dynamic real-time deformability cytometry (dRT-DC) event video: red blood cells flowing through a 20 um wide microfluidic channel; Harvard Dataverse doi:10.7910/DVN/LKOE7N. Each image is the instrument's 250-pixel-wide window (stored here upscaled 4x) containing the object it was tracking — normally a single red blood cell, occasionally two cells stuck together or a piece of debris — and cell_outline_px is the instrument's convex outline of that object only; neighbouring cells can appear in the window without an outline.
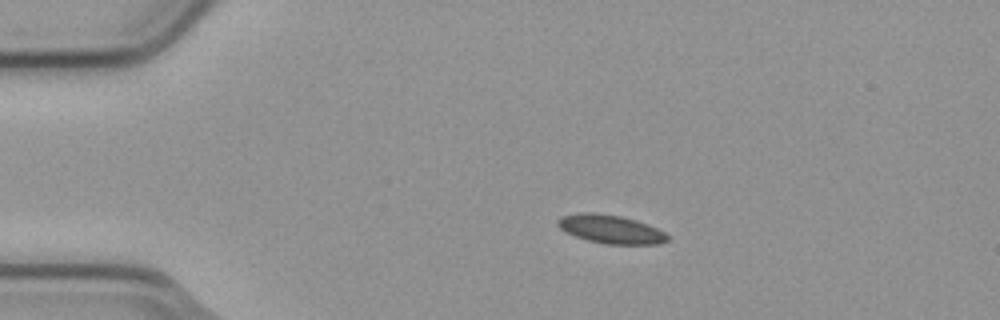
{"species": "common noctule bat (a hibernating species)", "species_latin": "Nyctalus noctula", "temperature_condition": "cold", "stored_images_in_passage": 6, "camera_frame_rate_fps": 3000, "um_per_image_px": 0.085, "animal": {"sex": "male", "body_mass_g": 23.1, "forearm_length_mm": 52.7}, "frame": {"image": 1, "passage_image": 1, "time_ms": 0.0, "image_size_px": [1000, 320], "cell_outline_px": [[668, 240], [660, 244], [604, 244], [588, 240], [576, 236], [560, 228], [556, 224], [556, 220], [560, 216], [580, 212], [592, 212], [620, 216], [636, 220], [648, 224], [664, 232], [668, 236]], "centroid_in_image_um": [51.89, 19.47], "position_along_channel_um": 33.1, "area_um2": 18.21}}
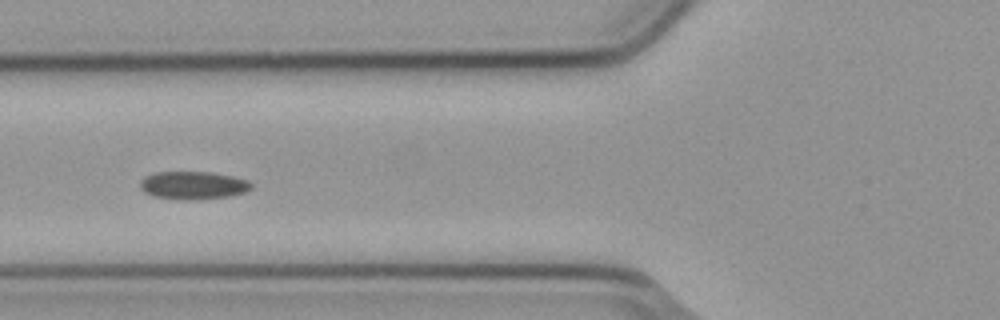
{"frame": {"image": 2, "passage_image": 4, "time_ms": 1.0, "image_size_px": [1000, 320], "cell_outline_px": [[252, 188], [244, 192], [228, 196], [196, 200], [188, 200], [152, 196], [144, 192], [140, 188], [140, 184], [148, 176], [156, 172], [212, 172], [232, 176], [248, 180], [252, 184]], "centroid_in_image_um": [16.45, 15.75], "position_along_channel_um": 109.4, "area_um2": 17.92}}
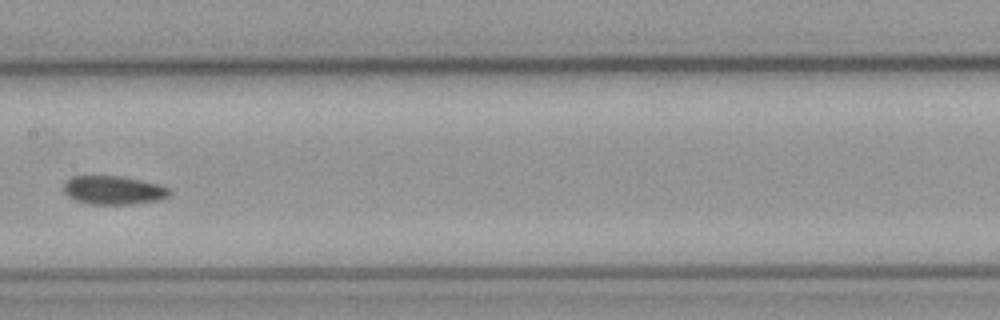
{"frame": {"image": 3, "passage_image": 6, "time_ms": 1.667, "image_size_px": [1000, 320], "cell_outline_px": [[172, 192], [168, 196], [160, 200], [132, 204], [88, 204], [76, 200], [68, 196], [64, 192], [64, 184], [72, 176], [120, 176], [160, 184], [168, 188]], "centroid_in_image_um": [9.66, 16.17], "position_along_channel_um": 197.7, "area_um2": 17.63}}